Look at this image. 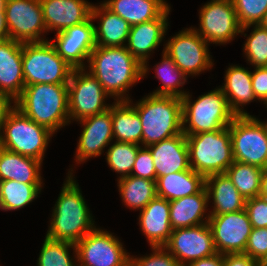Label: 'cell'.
Masks as SVG:
<instances>
[{"label":"cell","mask_w":267,"mask_h":266,"mask_svg":"<svg viewBox=\"0 0 267 266\" xmlns=\"http://www.w3.org/2000/svg\"><path fill=\"white\" fill-rule=\"evenodd\" d=\"M9 39V32L6 25L5 11H0V42Z\"/></svg>","instance_id":"cell-48"},{"label":"cell","mask_w":267,"mask_h":266,"mask_svg":"<svg viewBox=\"0 0 267 266\" xmlns=\"http://www.w3.org/2000/svg\"><path fill=\"white\" fill-rule=\"evenodd\" d=\"M42 161L0 147V181L14 180L24 184H41Z\"/></svg>","instance_id":"cell-25"},{"label":"cell","mask_w":267,"mask_h":266,"mask_svg":"<svg viewBox=\"0 0 267 266\" xmlns=\"http://www.w3.org/2000/svg\"><path fill=\"white\" fill-rule=\"evenodd\" d=\"M237 19L241 25L240 33L253 24H260L267 11V0H232Z\"/></svg>","instance_id":"cell-38"},{"label":"cell","mask_w":267,"mask_h":266,"mask_svg":"<svg viewBox=\"0 0 267 266\" xmlns=\"http://www.w3.org/2000/svg\"><path fill=\"white\" fill-rule=\"evenodd\" d=\"M206 45L207 42L196 30L188 29L174 36L164 52L186 75L198 74L212 66Z\"/></svg>","instance_id":"cell-16"},{"label":"cell","mask_w":267,"mask_h":266,"mask_svg":"<svg viewBox=\"0 0 267 266\" xmlns=\"http://www.w3.org/2000/svg\"><path fill=\"white\" fill-rule=\"evenodd\" d=\"M119 190L124 202L134 208L143 209L157 196L156 181L132 175L120 177Z\"/></svg>","instance_id":"cell-32"},{"label":"cell","mask_w":267,"mask_h":266,"mask_svg":"<svg viewBox=\"0 0 267 266\" xmlns=\"http://www.w3.org/2000/svg\"><path fill=\"white\" fill-rule=\"evenodd\" d=\"M252 87L255 97L267 104V66L256 67L252 73Z\"/></svg>","instance_id":"cell-44"},{"label":"cell","mask_w":267,"mask_h":266,"mask_svg":"<svg viewBox=\"0 0 267 266\" xmlns=\"http://www.w3.org/2000/svg\"><path fill=\"white\" fill-rule=\"evenodd\" d=\"M168 8L160 17L131 26L126 49L142 64V76L147 72L148 52L158 47L167 29Z\"/></svg>","instance_id":"cell-20"},{"label":"cell","mask_w":267,"mask_h":266,"mask_svg":"<svg viewBox=\"0 0 267 266\" xmlns=\"http://www.w3.org/2000/svg\"><path fill=\"white\" fill-rule=\"evenodd\" d=\"M10 99L9 96L0 93V130L3 129L8 113L13 109L10 106Z\"/></svg>","instance_id":"cell-47"},{"label":"cell","mask_w":267,"mask_h":266,"mask_svg":"<svg viewBox=\"0 0 267 266\" xmlns=\"http://www.w3.org/2000/svg\"><path fill=\"white\" fill-rule=\"evenodd\" d=\"M223 266H261V263L253 260L244 253L224 254Z\"/></svg>","instance_id":"cell-45"},{"label":"cell","mask_w":267,"mask_h":266,"mask_svg":"<svg viewBox=\"0 0 267 266\" xmlns=\"http://www.w3.org/2000/svg\"><path fill=\"white\" fill-rule=\"evenodd\" d=\"M208 200V192L204 187L199 193L169 201L172 230L204 224L200 221Z\"/></svg>","instance_id":"cell-28"},{"label":"cell","mask_w":267,"mask_h":266,"mask_svg":"<svg viewBox=\"0 0 267 266\" xmlns=\"http://www.w3.org/2000/svg\"><path fill=\"white\" fill-rule=\"evenodd\" d=\"M5 2L6 0H0V11H5L4 8H5Z\"/></svg>","instance_id":"cell-51"},{"label":"cell","mask_w":267,"mask_h":266,"mask_svg":"<svg viewBox=\"0 0 267 266\" xmlns=\"http://www.w3.org/2000/svg\"><path fill=\"white\" fill-rule=\"evenodd\" d=\"M111 107L113 136L120 142L138 144L142 142V123L135 106L131 107L130 100L120 98Z\"/></svg>","instance_id":"cell-31"},{"label":"cell","mask_w":267,"mask_h":266,"mask_svg":"<svg viewBox=\"0 0 267 266\" xmlns=\"http://www.w3.org/2000/svg\"><path fill=\"white\" fill-rule=\"evenodd\" d=\"M41 184H24L14 180L0 181V208L16 210L29 204L38 195Z\"/></svg>","instance_id":"cell-34"},{"label":"cell","mask_w":267,"mask_h":266,"mask_svg":"<svg viewBox=\"0 0 267 266\" xmlns=\"http://www.w3.org/2000/svg\"><path fill=\"white\" fill-rule=\"evenodd\" d=\"M244 254L262 264L267 258V227L252 228Z\"/></svg>","instance_id":"cell-40"},{"label":"cell","mask_w":267,"mask_h":266,"mask_svg":"<svg viewBox=\"0 0 267 266\" xmlns=\"http://www.w3.org/2000/svg\"><path fill=\"white\" fill-rule=\"evenodd\" d=\"M47 31H63L91 17L92 5L84 0H40Z\"/></svg>","instance_id":"cell-19"},{"label":"cell","mask_w":267,"mask_h":266,"mask_svg":"<svg viewBox=\"0 0 267 266\" xmlns=\"http://www.w3.org/2000/svg\"><path fill=\"white\" fill-rule=\"evenodd\" d=\"M188 266H223V254L216 253L213 256L198 259L189 263Z\"/></svg>","instance_id":"cell-46"},{"label":"cell","mask_w":267,"mask_h":266,"mask_svg":"<svg viewBox=\"0 0 267 266\" xmlns=\"http://www.w3.org/2000/svg\"><path fill=\"white\" fill-rule=\"evenodd\" d=\"M155 252L149 257L130 258V266H180L177 259L169 252H165L163 246L152 247Z\"/></svg>","instance_id":"cell-43"},{"label":"cell","mask_w":267,"mask_h":266,"mask_svg":"<svg viewBox=\"0 0 267 266\" xmlns=\"http://www.w3.org/2000/svg\"><path fill=\"white\" fill-rule=\"evenodd\" d=\"M154 160L156 180L190 168L186 136L182 133L148 146Z\"/></svg>","instance_id":"cell-22"},{"label":"cell","mask_w":267,"mask_h":266,"mask_svg":"<svg viewBox=\"0 0 267 266\" xmlns=\"http://www.w3.org/2000/svg\"><path fill=\"white\" fill-rule=\"evenodd\" d=\"M234 161L267 167V128L249 116H236L229 125Z\"/></svg>","instance_id":"cell-9"},{"label":"cell","mask_w":267,"mask_h":266,"mask_svg":"<svg viewBox=\"0 0 267 266\" xmlns=\"http://www.w3.org/2000/svg\"><path fill=\"white\" fill-rule=\"evenodd\" d=\"M248 61L256 67L267 66V28L255 24V29L245 43Z\"/></svg>","instance_id":"cell-39"},{"label":"cell","mask_w":267,"mask_h":266,"mask_svg":"<svg viewBox=\"0 0 267 266\" xmlns=\"http://www.w3.org/2000/svg\"><path fill=\"white\" fill-rule=\"evenodd\" d=\"M3 129L5 135L0 136V147L42 161L53 132L32 121L16 107L8 113Z\"/></svg>","instance_id":"cell-8"},{"label":"cell","mask_w":267,"mask_h":266,"mask_svg":"<svg viewBox=\"0 0 267 266\" xmlns=\"http://www.w3.org/2000/svg\"><path fill=\"white\" fill-rule=\"evenodd\" d=\"M146 149H140L137 152L136 160L132 169L135 171L132 176L145 178L152 181H156V172L154 160L151 155V151L148 147Z\"/></svg>","instance_id":"cell-42"},{"label":"cell","mask_w":267,"mask_h":266,"mask_svg":"<svg viewBox=\"0 0 267 266\" xmlns=\"http://www.w3.org/2000/svg\"><path fill=\"white\" fill-rule=\"evenodd\" d=\"M81 122L85 126L78 143V161L100 155L113 138L111 106L107 111L85 118Z\"/></svg>","instance_id":"cell-21"},{"label":"cell","mask_w":267,"mask_h":266,"mask_svg":"<svg viewBox=\"0 0 267 266\" xmlns=\"http://www.w3.org/2000/svg\"><path fill=\"white\" fill-rule=\"evenodd\" d=\"M260 25L267 28V11L265 12L264 17L262 21L260 22Z\"/></svg>","instance_id":"cell-50"},{"label":"cell","mask_w":267,"mask_h":266,"mask_svg":"<svg viewBox=\"0 0 267 266\" xmlns=\"http://www.w3.org/2000/svg\"><path fill=\"white\" fill-rule=\"evenodd\" d=\"M259 196L267 198V167L263 169Z\"/></svg>","instance_id":"cell-49"},{"label":"cell","mask_w":267,"mask_h":266,"mask_svg":"<svg viewBox=\"0 0 267 266\" xmlns=\"http://www.w3.org/2000/svg\"><path fill=\"white\" fill-rule=\"evenodd\" d=\"M88 61L90 72L111 96H121L142 78V64L125 46H96Z\"/></svg>","instance_id":"cell-1"},{"label":"cell","mask_w":267,"mask_h":266,"mask_svg":"<svg viewBox=\"0 0 267 266\" xmlns=\"http://www.w3.org/2000/svg\"><path fill=\"white\" fill-rule=\"evenodd\" d=\"M205 187L209 198L212 195L214 200V210L211 215H221L245 209L246 200L226 173L205 177Z\"/></svg>","instance_id":"cell-24"},{"label":"cell","mask_w":267,"mask_h":266,"mask_svg":"<svg viewBox=\"0 0 267 266\" xmlns=\"http://www.w3.org/2000/svg\"><path fill=\"white\" fill-rule=\"evenodd\" d=\"M79 266H130L129 255L115 236L94 229L75 244Z\"/></svg>","instance_id":"cell-13"},{"label":"cell","mask_w":267,"mask_h":266,"mask_svg":"<svg viewBox=\"0 0 267 266\" xmlns=\"http://www.w3.org/2000/svg\"><path fill=\"white\" fill-rule=\"evenodd\" d=\"M140 149L138 144L116 141L107 152L108 165L116 172L122 173L121 177L129 176Z\"/></svg>","instance_id":"cell-36"},{"label":"cell","mask_w":267,"mask_h":266,"mask_svg":"<svg viewBox=\"0 0 267 266\" xmlns=\"http://www.w3.org/2000/svg\"><path fill=\"white\" fill-rule=\"evenodd\" d=\"M156 72L158 78L162 81L163 84L162 88L152 93L153 95L174 96L182 98L186 94L178 90L177 87L185 83L187 75L175 65L172 58L165 52L163 54L162 63L158 65V67H156Z\"/></svg>","instance_id":"cell-35"},{"label":"cell","mask_w":267,"mask_h":266,"mask_svg":"<svg viewBox=\"0 0 267 266\" xmlns=\"http://www.w3.org/2000/svg\"><path fill=\"white\" fill-rule=\"evenodd\" d=\"M185 136L190 168L204 177L225 173L234 162L229 126Z\"/></svg>","instance_id":"cell-5"},{"label":"cell","mask_w":267,"mask_h":266,"mask_svg":"<svg viewBox=\"0 0 267 266\" xmlns=\"http://www.w3.org/2000/svg\"><path fill=\"white\" fill-rule=\"evenodd\" d=\"M135 110L142 123L145 147L183 133L181 98L150 94Z\"/></svg>","instance_id":"cell-4"},{"label":"cell","mask_w":267,"mask_h":266,"mask_svg":"<svg viewBox=\"0 0 267 266\" xmlns=\"http://www.w3.org/2000/svg\"><path fill=\"white\" fill-rule=\"evenodd\" d=\"M261 266H267V258L262 262Z\"/></svg>","instance_id":"cell-52"},{"label":"cell","mask_w":267,"mask_h":266,"mask_svg":"<svg viewBox=\"0 0 267 266\" xmlns=\"http://www.w3.org/2000/svg\"><path fill=\"white\" fill-rule=\"evenodd\" d=\"M182 126L184 135H195L228 127L236 115L229 107L221 88L200 96L192 105L188 94L182 98Z\"/></svg>","instance_id":"cell-6"},{"label":"cell","mask_w":267,"mask_h":266,"mask_svg":"<svg viewBox=\"0 0 267 266\" xmlns=\"http://www.w3.org/2000/svg\"><path fill=\"white\" fill-rule=\"evenodd\" d=\"M204 187L205 177L191 168L156 180L157 196L168 201L199 193Z\"/></svg>","instance_id":"cell-26"},{"label":"cell","mask_w":267,"mask_h":266,"mask_svg":"<svg viewBox=\"0 0 267 266\" xmlns=\"http://www.w3.org/2000/svg\"><path fill=\"white\" fill-rule=\"evenodd\" d=\"M103 5L131 26L156 19L169 8L163 0H110Z\"/></svg>","instance_id":"cell-27"},{"label":"cell","mask_w":267,"mask_h":266,"mask_svg":"<svg viewBox=\"0 0 267 266\" xmlns=\"http://www.w3.org/2000/svg\"><path fill=\"white\" fill-rule=\"evenodd\" d=\"M84 69H73L68 85L69 118L78 120L107 111L110 106L103 104L108 94L97 78L91 73L83 74Z\"/></svg>","instance_id":"cell-10"},{"label":"cell","mask_w":267,"mask_h":266,"mask_svg":"<svg viewBox=\"0 0 267 266\" xmlns=\"http://www.w3.org/2000/svg\"><path fill=\"white\" fill-rule=\"evenodd\" d=\"M207 222L217 253H244L253 228L245 209L221 215H208Z\"/></svg>","instance_id":"cell-11"},{"label":"cell","mask_w":267,"mask_h":266,"mask_svg":"<svg viewBox=\"0 0 267 266\" xmlns=\"http://www.w3.org/2000/svg\"><path fill=\"white\" fill-rule=\"evenodd\" d=\"M95 25L92 18L57 32V43H53L58 55L73 69H84L82 60L88 58L96 47Z\"/></svg>","instance_id":"cell-17"},{"label":"cell","mask_w":267,"mask_h":266,"mask_svg":"<svg viewBox=\"0 0 267 266\" xmlns=\"http://www.w3.org/2000/svg\"><path fill=\"white\" fill-rule=\"evenodd\" d=\"M101 16L99 29L95 27L96 46L115 47L124 46L128 39L131 25L119 15L112 13L103 4L101 8L92 7L91 18Z\"/></svg>","instance_id":"cell-29"},{"label":"cell","mask_w":267,"mask_h":266,"mask_svg":"<svg viewBox=\"0 0 267 266\" xmlns=\"http://www.w3.org/2000/svg\"><path fill=\"white\" fill-rule=\"evenodd\" d=\"M245 210L253 228L267 227V198L257 196L246 200Z\"/></svg>","instance_id":"cell-41"},{"label":"cell","mask_w":267,"mask_h":266,"mask_svg":"<svg viewBox=\"0 0 267 266\" xmlns=\"http://www.w3.org/2000/svg\"><path fill=\"white\" fill-rule=\"evenodd\" d=\"M25 86L33 84L67 85L73 68L62 59L51 42L22 43Z\"/></svg>","instance_id":"cell-7"},{"label":"cell","mask_w":267,"mask_h":266,"mask_svg":"<svg viewBox=\"0 0 267 266\" xmlns=\"http://www.w3.org/2000/svg\"><path fill=\"white\" fill-rule=\"evenodd\" d=\"M68 178L55 205L46 237L76 244L95 228L78 184L71 175Z\"/></svg>","instance_id":"cell-3"},{"label":"cell","mask_w":267,"mask_h":266,"mask_svg":"<svg viewBox=\"0 0 267 266\" xmlns=\"http://www.w3.org/2000/svg\"><path fill=\"white\" fill-rule=\"evenodd\" d=\"M4 10L10 39L21 43L45 41L39 37L47 30L40 0H6Z\"/></svg>","instance_id":"cell-12"},{"label":"cell","mask_w":267,"mask_h":266,"mask_svg":"<svg viewBox=\"0 0 267 266\" xmlns=\"http://www.w3.org/2000/svg\"><path fill=\"white\" fill-rule=\"evenodd\" d=\"M76 249L75 244L66 241L45 238L38 260V266H75L73 265L68 248Z\"/></svg>","instance_id":"cell-37"},{"label":"cell","mask_w":267,"mask_h":266,"mask_svg":"<svg viewBox=\"0 0 267 266\" xmlns=\"http://www.w3.org/2000/svg\"><path fill=\"white\" fill-rule=\"evenodd\" d=\"M222 87L232 112L236 116H249L239 109V105L256 98L252 87V73L243 67L231 66L226 72L225 85Z\"/></svg>","instance_id":"cell-30"},{"label":"cell","mask_w":267,"mask_h":266,"mask_svg":"<svg viewBox=\"0 0 267 266\" xmlns=\"http://www.w3.org/2000/svg\"><path fill=\"white\" fill-rule=\"evenodd\" d=\"M14 103L25 116L51 132L69 122L68 85H28Z\"/></svg>","instance_id":"cell-2"},{"label":"cell","mask_w":267,"mask_h":266,"mask_svg":"<svg viewBox=\"0 0 267 266\" xmlns=\"http://www.w3.org/2000/svg\"><path fill=\"white\" fill-rule=\"evenodd\" d=\"M177 259L180 266L217 253L212 231L208 222L202 225L172 230L169 240L163 246Z\"/></svg>","instance_id":"cell-14"},{"label":"cell","mask_w":267,"mask_h":266,"mask_svg":"<svg viewBox=\"0 0 267 266\" xmlns=\"http://www.w3.org/2000/svg\"><path fill=\"white\" fill-rule=\"evenodd\" d=\"M225 173L245 200L259 196L262 168L234 161Z\"/></svg>","instance_id":"cell-33"},{"label":"cell","mask_w":267,"mask_h":266,"mask_svg":"<svg viewBox=\"0 0 267 266\" xmlns=\"http://www.w3.org/2000/svg\"><path fill=\"white\" fill-rule=\"evenodd\" d=\"M200 33L206 41L226 43L241 31L232 0H212L200 12Z\"/></svg>","instance_id":"cell-15"},{"label":"cell","mask_w":267,"mask_h":266,"mask_svg":"<svg viewBox=\"0 0 267 266\" xmlns=\"http://www.w3.org/2000/svg\"><path fill=\"white\" fill-rule=\"evenodd\" d=\"M140 226L152 247L164 246L172 234L170 203L156 196L142 210Z\"/></svg>","instance_id":"cell-23"},{"label":"cell","mask_w":267,"mask_h":266,"mask_svg":"<svg viewBox=\"0 0 267 266\" xmlns=\"http://www.w3.org/2000/svg\"><path fill=\"white\" fill-rule=\"evenodd\" d=\"M25 87L22 43L6 39L0 42V93L16 101Z\"/></svg>","instance_id":"cell-18"}]
</instances>
